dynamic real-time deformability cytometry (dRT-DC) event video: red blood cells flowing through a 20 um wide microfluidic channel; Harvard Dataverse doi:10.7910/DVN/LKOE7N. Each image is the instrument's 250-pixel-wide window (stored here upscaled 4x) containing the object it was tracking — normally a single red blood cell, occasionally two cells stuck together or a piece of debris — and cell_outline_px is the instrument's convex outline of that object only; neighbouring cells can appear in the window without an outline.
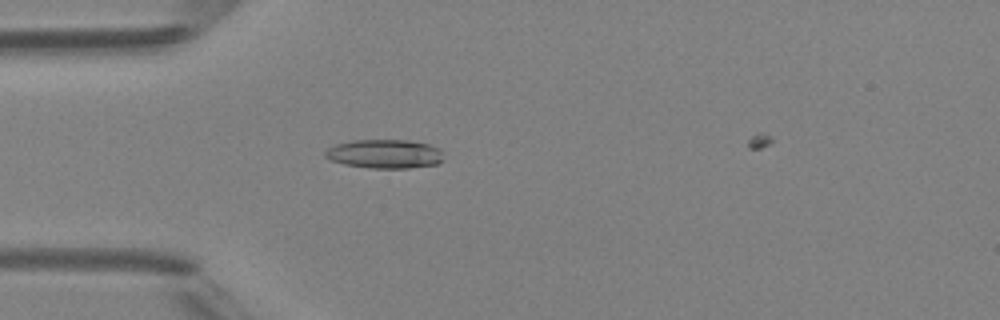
{"species": "Egyptian fruit bat (a non-hibernating species)", "species_latin": "Rousettus aegyptiacus", "temperature_condition": "room temperature", "stored_images_in_passage": 5, "camera_frame_rate_fps": 3000, "um_per_image_px": 0.085, "animal": {"sex": "female"}, "frame": {"image": 1, "passage_image": 5, "time_ms": 4.333, "image_size_px": [1000, 320], "cell_outline_px": [[444, 160], [436, 164], [408, 168], [372, 168], [344, 164], [332, 160], [324, 156], [324, 152], [328, 148], [336, 144], [352, 140], [408, 140], [428, 144], [440, 148], [444, 152]], "centroid_in_image_um": [32.74, 13.07], "position_along_channel_um": 52.3, "area_um2": 20.06}}